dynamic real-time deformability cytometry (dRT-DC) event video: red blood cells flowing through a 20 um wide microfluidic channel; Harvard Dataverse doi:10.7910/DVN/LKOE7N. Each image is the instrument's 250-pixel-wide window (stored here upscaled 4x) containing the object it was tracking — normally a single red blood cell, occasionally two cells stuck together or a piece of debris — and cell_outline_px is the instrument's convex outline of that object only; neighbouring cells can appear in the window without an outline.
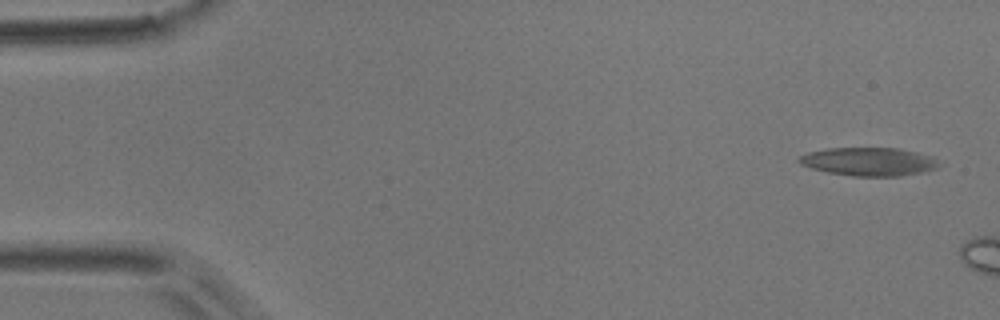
{"species": "common noctule bat (a hibernating species)", "species_latin": "Nyctalus noctula", "temperature_condition": "room temperature", "stored_images_in_passage": 7, "camera_frame_rate_fps": 3000, "um_per_image_px": 0.085, "animal": {"sex": "male", "body_mass_g": 17.9}, "frame": {"image": 1, "passage_image": 1, "time_ms": 0.0, "image_size_px": [1000, 320], "cell_outline_px": [[944, 164], [936, 168], [920, 172], [900, 176], [852, 176], [828, 172], [812, 168], [800, 164], [796, 160], [800, 156], [808, 152], [828, 148], [900, 148], [932, 156]], "centroid_in_image_um": [73.87, 13.73], "position_along_channel_um": 11.1, "area_um2": 23.18}}
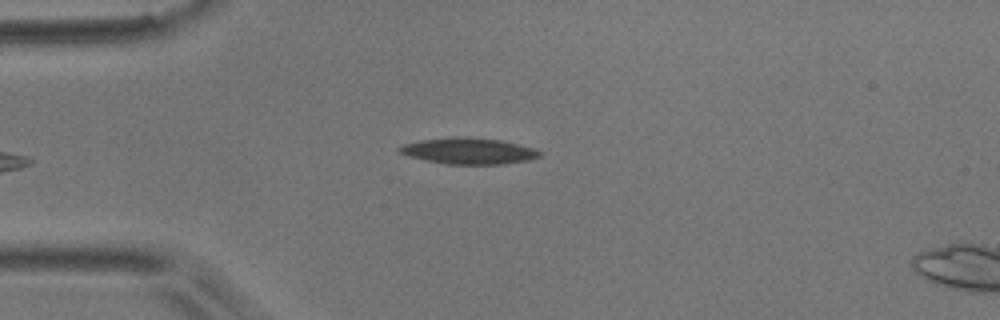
{"frame": {"image": 2, "passage_image": 7, "time_ms": 7.667, "image_size_px": [1000, 320], "cell_outline_px": [[544, 152], [540, 156], [528, 160], [504, 164], [444, 164], [424, 160], [396, 152], [396, 148], [404, 144], [420, 140], [500, 140], [532, 148]], "centroid_in_image_um": [39.83, 12.9], "position_along_channel_um": 45.2, "area_um2": 20.23}}